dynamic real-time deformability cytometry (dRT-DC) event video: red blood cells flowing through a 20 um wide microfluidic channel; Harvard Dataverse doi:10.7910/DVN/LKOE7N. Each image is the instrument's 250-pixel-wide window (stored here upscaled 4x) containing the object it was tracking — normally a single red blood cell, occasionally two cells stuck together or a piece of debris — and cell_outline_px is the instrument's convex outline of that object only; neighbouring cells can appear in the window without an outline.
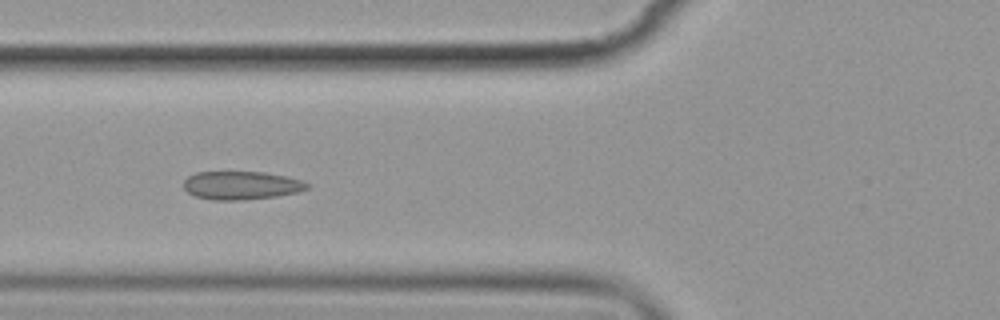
{"species": "common noctule bat (a hibernating species)", "species_latin": "Nyctalus noctula", "temperature_condition": "cold", "stored_images_in_passage": 8, "camera_frame_rate_fps": 3000, "um_per_image_px": 0.085, "animal": {"sex": "female", "body_mass_g": 19.9}, "frame": {"image": 1, "passage_image": 7, "time_ms": 7.0, "image_size_px": [1000, 320], "cell_outline_px": [[312, 184], [308, 188], [296, 192], [276, 196], [240, 200], [212, 200], [196, 196], [188, 192], [184, 188], [184, 180], [188, 176], [196, 172], [264, 172], [284, 176], [300, 180]], "centroid_in_image_um": [20.5, 15.75], "position_along_channel_um": 105.3, "area_um2": 20.23}}
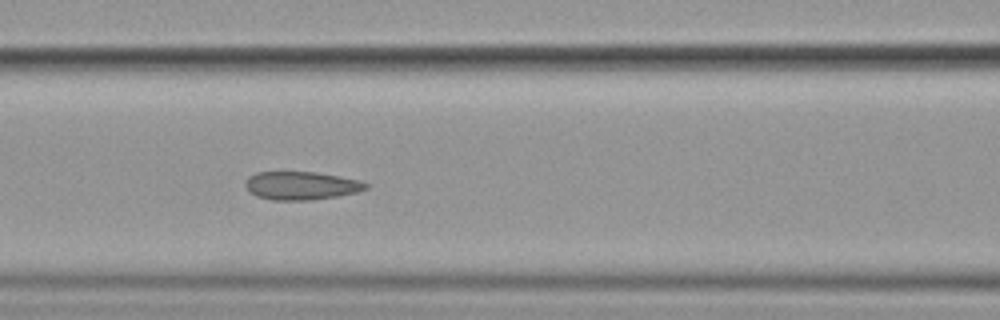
{"frame": {"image": 2, "passage_image": 8, "time_ms": 8.0, "image_size_px": [1000, 320], "cell_outline_px": [[368, 188], [356, 192], [336, 196], [312, 200], [272, 200], [256, 196], [244, 184], [248, 176], [256, 172], [316, 172], [340, 176], [360, 180], [368, 184]], "centroid_in_image_um": [25.61, 15.77], "position_along_channel_um": 141.0, "area_um2": 19.77}}